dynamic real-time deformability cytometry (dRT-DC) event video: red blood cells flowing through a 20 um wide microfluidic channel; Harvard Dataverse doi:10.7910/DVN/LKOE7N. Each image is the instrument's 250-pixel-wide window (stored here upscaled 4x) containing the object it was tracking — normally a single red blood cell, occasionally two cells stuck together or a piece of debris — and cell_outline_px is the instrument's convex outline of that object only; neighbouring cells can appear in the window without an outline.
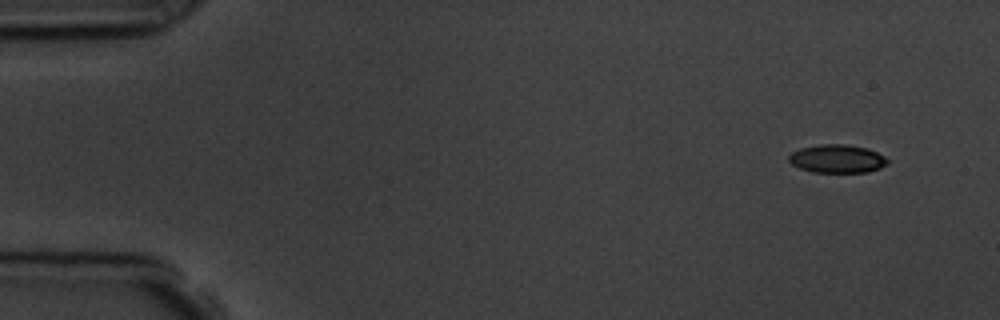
{"species": "common noctule bat (a hibernating species)", "species_latin": "Nyctalus noctula", "temperature_condition": "room temperature", "stored_images_in_passage": 9, "camera_frame_rate_fps": 3000, "um_per_image_px": 0.085, "animal": {"sex": "male", "body_mass_g": 19.5, "forearm_length_mm": 54.6}, "frame": {"image": 1, "passage_image": 1, "time_ms": 0.0, "image_size_px": [1000, 320], "cell_outline_px": [[888, 164], [880, 168], [868, 172], [812, 172], [800, 168], [792, 164], [788, 160], [788, 156], [792, 152], [800, 148], [820, 144], [844, 144], [868, 148], [884, 156], [888, 160]], "centroid_in_image_um": [71.16, 13.49], "position_along_channel_um": 13.8, "area_um2": 16.3}}
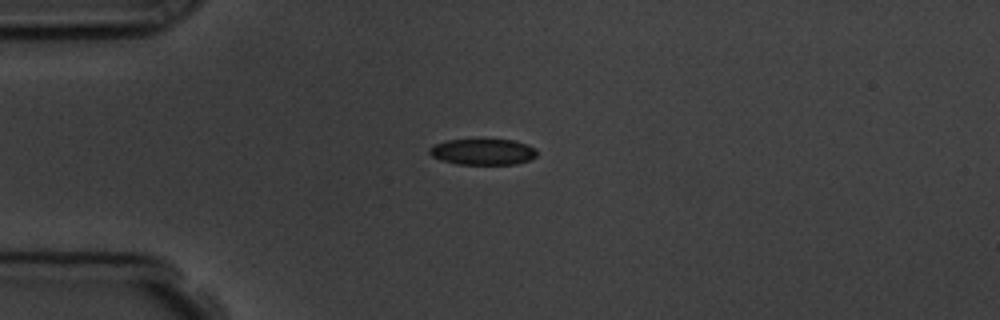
{"frame": {"image": 2, "passage_image": 4, "time_ms": 3.333, "image_size_px": [1000, 320], "cell_outline_px": [[536, 156], [528, 160], [516, 164], [456, 164], [440, 160], [432, 156], [428, 152], [428, 148], [432, 144], [448, 140], [516, 140], [528, 144], [536, 148]], "centroid_in_image_um": [41.02, 12.9], "position_along_channel_um": 44.0, "area_um2": 16.42}}